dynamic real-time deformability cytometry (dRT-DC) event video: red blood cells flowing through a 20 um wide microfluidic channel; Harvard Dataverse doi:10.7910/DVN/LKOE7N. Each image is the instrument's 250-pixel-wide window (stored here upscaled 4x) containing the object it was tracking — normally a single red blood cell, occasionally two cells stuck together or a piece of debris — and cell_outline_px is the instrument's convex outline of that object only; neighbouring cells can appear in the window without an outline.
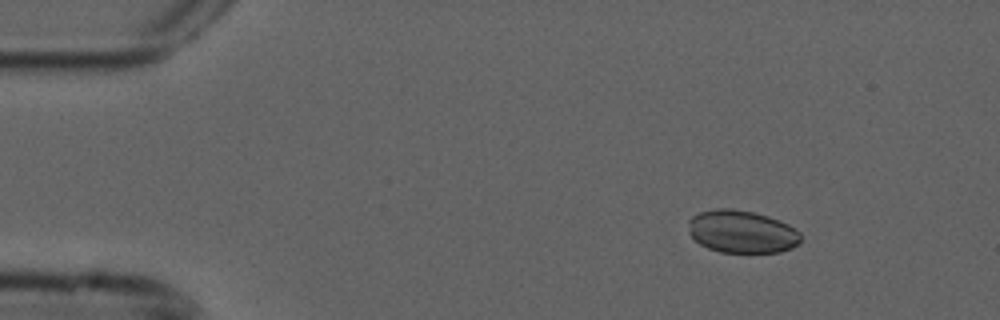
{"species": "common noctule bat (a hibernating species)", "species_latin": "Nyctalus noctula", "temperature_condition": "cold", "stored_images_in_passage": 3, "camera_frame_rate_fps": 3000, "um_per_image_px": 0.085, "animal": {"sex": "male", "forearm_length_mm": 52.5}, "frame": {"image": 1, "passage_image": 1, "time_ms": 0.0, "image_size_px": [1000, 320], "cell_outline_px": [[800, 244], [792, 248], [780, 252], [720, 252], [708, 248], [700, 244], [688, 232], [688, 220], [692, 216], [700, 212], [716, 208], [732, 208], [752, 212], [768, 216], [780, 220], [788, 224], [800, 232]], "centroid_in_image_um": [63.05, 19.69], "position_along_channel_um": 21.9, "area_um2": 28.09}}